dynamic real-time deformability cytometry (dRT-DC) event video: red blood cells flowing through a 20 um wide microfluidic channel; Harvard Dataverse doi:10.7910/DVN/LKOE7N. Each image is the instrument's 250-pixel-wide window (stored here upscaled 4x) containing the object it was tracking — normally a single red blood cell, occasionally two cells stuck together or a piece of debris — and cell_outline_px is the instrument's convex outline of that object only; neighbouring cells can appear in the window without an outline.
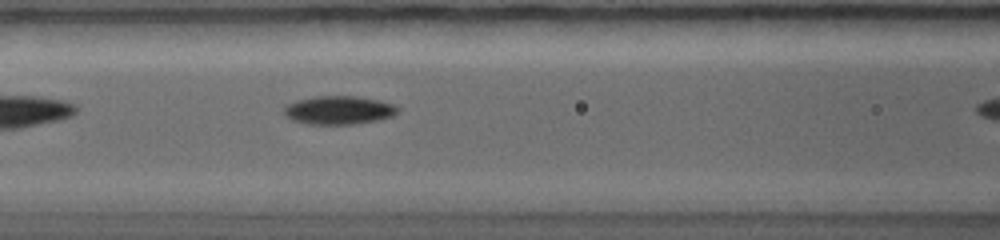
{"species": "common noctule bat (a hibernating species)", "species_latin": "Nyctalus noctula", "temperature_condition": "warm", "stored_images_in_passage": 12, "camera_frame_rate_fps": 5000, "um_per_image_px": 0.085, "animal": {"sex": "female", "body_mass_g": 19.0, "forearm_length_mm": 56.7}, "frame": {"image": 1, "passage_image": 9, "time_ms": 2.4, "image_size_px": [1000, 240], "cell_outline_px": [[400, 112], [392, 116], [376, 120], [352, 124], [308, 124], [292, 120], [284, 116], [284, 104], [296, 100], [316, 96], [352, 96], [376, 100], [392, 104], [400, 108]], "centroid_in_image_um": [28.74, 9.36], "position_along_channel_um": 137.9, "area_um2": 18.84}}